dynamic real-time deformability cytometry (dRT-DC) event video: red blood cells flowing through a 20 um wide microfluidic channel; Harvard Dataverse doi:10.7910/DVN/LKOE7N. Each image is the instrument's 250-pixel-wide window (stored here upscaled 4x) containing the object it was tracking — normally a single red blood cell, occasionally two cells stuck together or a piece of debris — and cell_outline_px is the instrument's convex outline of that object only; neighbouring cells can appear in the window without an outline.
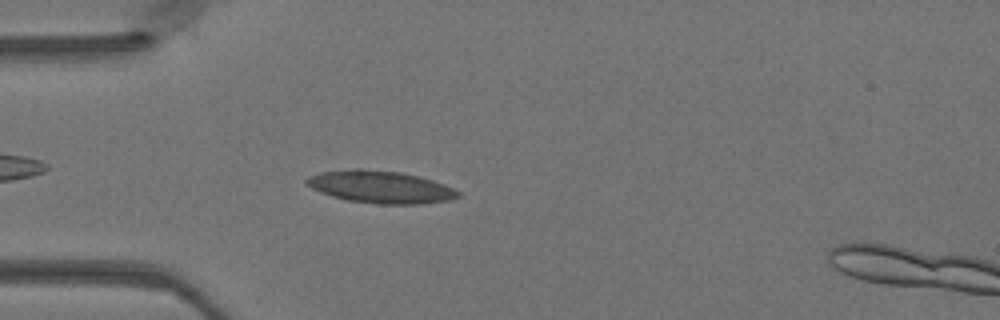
{"species": "Egyptian fruit bat (a non-hibernating species)", "species_latin": "Rousettus aegyptiacus", "temperature_condition": "warm", "stored_images_in_passage": 49, "camera_frame_rate_fps": 3000, "um_per_image_px": 0.085, "animal": {"sex": "female"}, "frame": {"image": 1, "passage_image": 13, "time_ms": 4.0, "image_size_px": [1000, 320], "cell_outline_px": [[460, 196], [448, 200], [420, 204], [376, 204], [348, 200], [332, 196], [320, 192], [304, 184], [304, 180], [308, 176], [320, 172], [356, 168], [360, 168], [400, 172], [432, 180], [444, 184], [460, 192]], "centroid_in_image_um": [32.29, 15.89], "position_along_channel_um": 52.7, "area_um2": 28.55}}
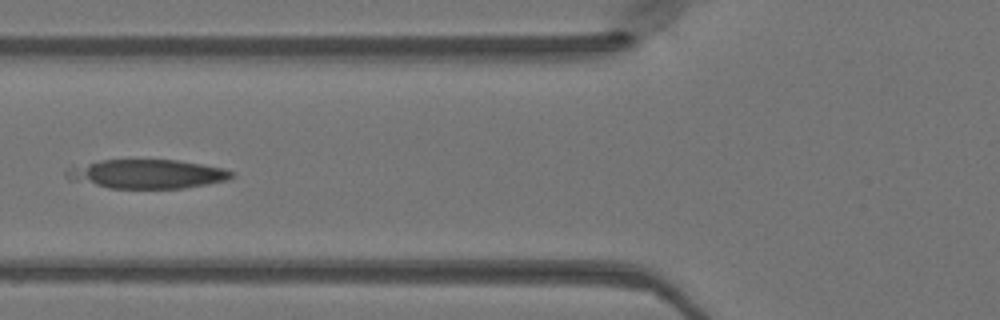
{"frame": {"image": 2, "passage_image": 18, "time_ms": 5.667, "image_size_px": [1000, 320], "cell_outline_px": [[236, 176], [228, 180], [208, 184], [184, 188], [108, 188], [68, 180], [64, 176], [64, 172], [100, 160], [176, 160], [224, 168], [236, 172]], "centroid_in_image_um": [12.58, 14.8], "position_along_channel_um": 113.2, "area_um2": 27.74}}
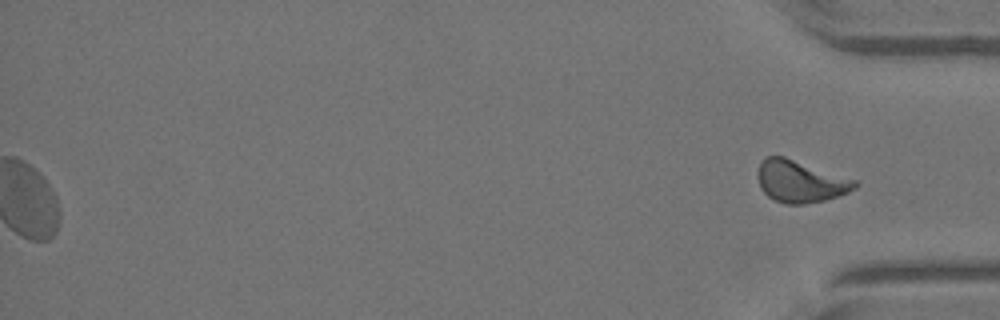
{"frame": {"image": 3, "passage_image": 49, "time_ms": 16.0, "image_size_px": [1000, 320], "cell_outline_px": [[860, 184], [856, 188], [840, 196], [824, 200], [804, 204], [784, 204], [768, 196], [760, 188], [760, 164], [768, 156], [784, 156], [856, 180]], "centroid_in_image_um": [68.09, 15.44], "position_along_channel_um": 367.1, "area_um2": 23.41}}